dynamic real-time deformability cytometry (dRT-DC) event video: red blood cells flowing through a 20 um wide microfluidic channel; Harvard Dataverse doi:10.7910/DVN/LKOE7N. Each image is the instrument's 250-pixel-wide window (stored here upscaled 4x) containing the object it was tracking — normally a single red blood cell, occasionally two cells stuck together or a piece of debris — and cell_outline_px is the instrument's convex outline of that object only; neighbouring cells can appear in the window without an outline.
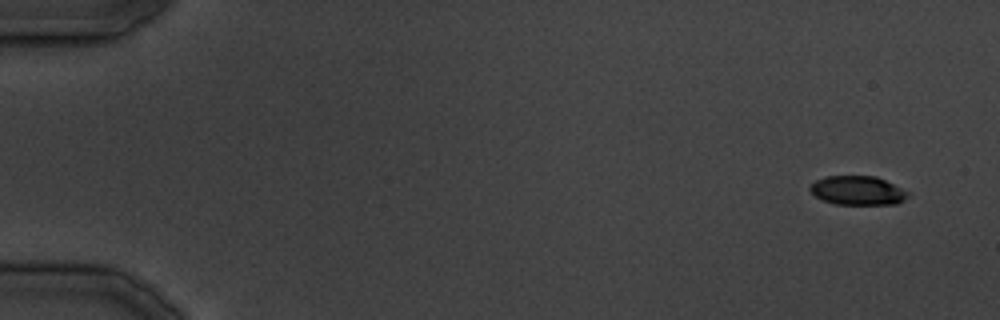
{"species": "common noctule bat (a hibernating species)", "species_latin": "Nyctalus noctula", "temperature_condition": "cold", "stored_images_in_passage": 34, "camera_frame_rate_fps": 3000, "um_per_image_px": 0.085, "animal": {"sex": "male", "body_mass_g": 19.5, "forearm_length_mm": 54.6}, "frame": {"image": 1, "passage_image": 1, "time_ms": 0.0, "image_size_px": [1000, 320], "cell_outline_px": [[908, 196], [904, 200], [896, 204], [836, 204], [824, 200], [816, 196], [808, 188], [816, 180], [824, 176], [876, 176], [908, 192]], "centroid_in_image_um": [72.88, 16.19], "position_along_channel_um": 12.1, "area_um2": 16.3}}
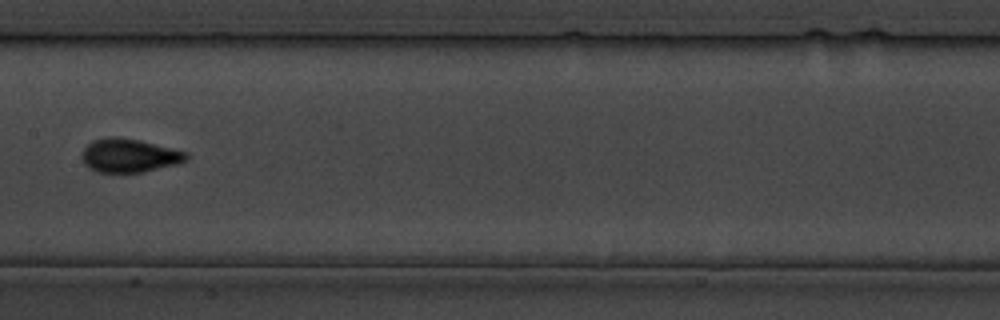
{"frame": {"image": 2, "passage_image": 18, "time_ms": 21.333, "image_size_px": [1000, 320], "cell_outline_px": [[188, 160], [176, 164], [140, 172], [96, 172], [88, 168], [84, 164], [80, 156], [84, 148], [92, 140], [108, 136], [116, 136], [140, 140], [188, 152]], "centroid_in_image_um": [10.95, 13.2], "position_along_channel_um": 196.5, "area_um2": 20.58}}
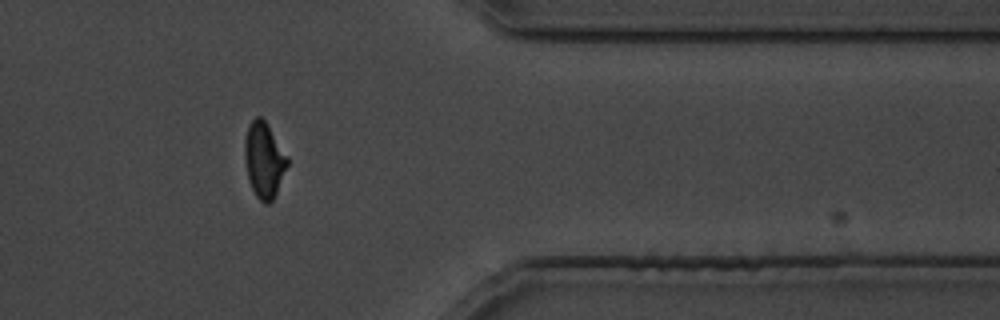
{"frame": {"image": 3, "passage_image": 29, "time_ms": 35.0, "image_size_px": [1000, 320], "cell_outline_px": [[288, 164], [276, 192], [272, 200], [268, 204], [264, 204], [256, 196], [248, 180], [244, 156], [244, 140], [248, 124], [256, 116], [260, 116], [264, 120], [288, 156]], "centroid_in_image_um": [22.42, 13.59], "position_along_channel_um": 389.0, "area_um2": 18.67}}